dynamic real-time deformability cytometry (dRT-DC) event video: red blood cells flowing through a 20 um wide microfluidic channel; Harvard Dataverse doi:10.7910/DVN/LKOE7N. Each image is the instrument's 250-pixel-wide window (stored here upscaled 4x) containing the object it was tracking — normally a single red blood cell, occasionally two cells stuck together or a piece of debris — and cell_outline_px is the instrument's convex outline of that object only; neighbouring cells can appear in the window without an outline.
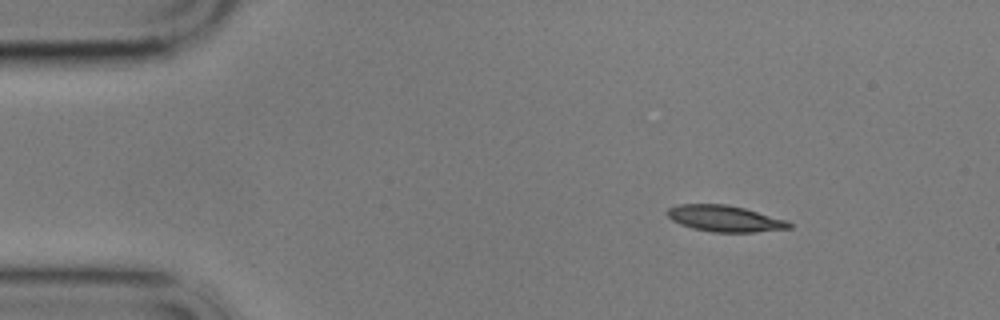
{"species": "common noctule bat (a hibernating species)", "species_latin": "Nyctalus noctula", "temperature_condition": "cold", "stored_images_in_passage": 9, "camera_frame_rate_fps": 3000, "um_per_image_px": 0.085, "animal": {"sex": "male", "body_mass_g": 17.9}, "frame": {"image": 1, "passage_image": 1, "time_ms": 0.0, "image_size_px": [1000, 320], "cell_outline_px": [[792, 228], [756, 232], [712, 232], [692, 228], [680, 224], [672, 220], [668, 216], [668, 208], [676, 204], [728, 204], [744, 208], [788, 220], [792, 224]], "centroid_in_image_um": [61.63, 18.57], "position_along_channel_um": 23.4, "area_um2": 18.73}}
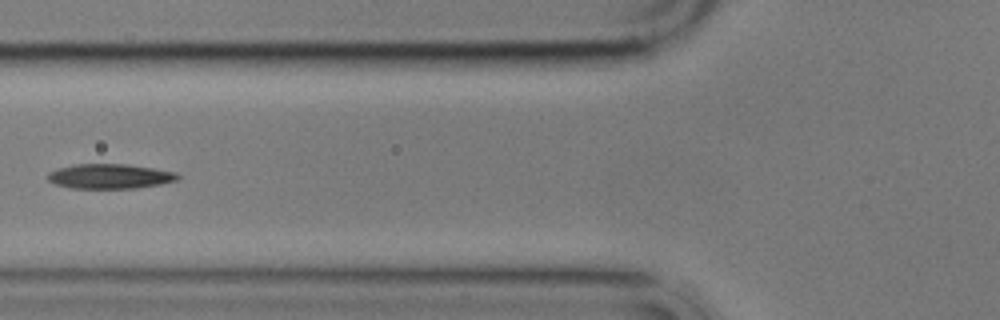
{"frame": {"image": 2, "passage_image": 4, "time_ms": 4.667, "image_size_px": [1000, 320], "cell_outline_px": [[180, 180], [160, 184], [136, 188], [72, 188], [56, 184], [48, 180], [48, 172], [72, 164], [128, 164], [176, 172], [180, 176]], "centroid_in_image_um": [9.37, 14.98], "position_along_channel_um": 116.4, "area_um2": 18.73}}
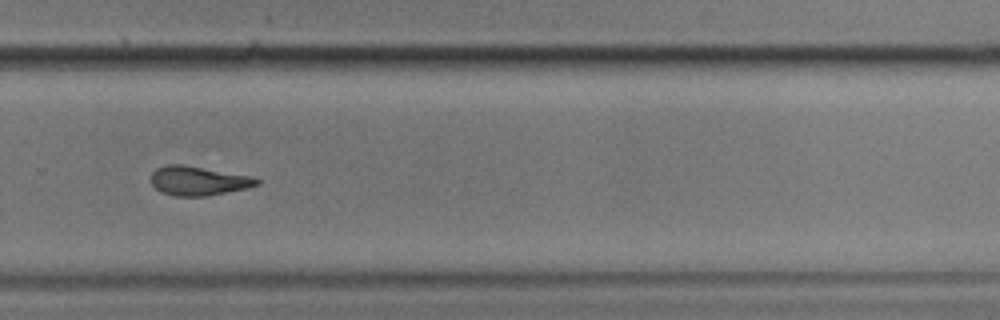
{"frame": {"image": 3, "passage_image": 9, "time_ms": 10.333, "image_size_px": [1000, 320], "cell_outline_px": [[260, 184], [248, 188], [208, 196], [176, 196], [160, 192], [152, 184], [152, 172], [156, 168], [168, 164], [184, 164], [252, 176], [260, 180]], "centroid_in_image_um": [16.88, 15.36], "position_along_channel_um": 312.9, "area_um2": 18.15}}